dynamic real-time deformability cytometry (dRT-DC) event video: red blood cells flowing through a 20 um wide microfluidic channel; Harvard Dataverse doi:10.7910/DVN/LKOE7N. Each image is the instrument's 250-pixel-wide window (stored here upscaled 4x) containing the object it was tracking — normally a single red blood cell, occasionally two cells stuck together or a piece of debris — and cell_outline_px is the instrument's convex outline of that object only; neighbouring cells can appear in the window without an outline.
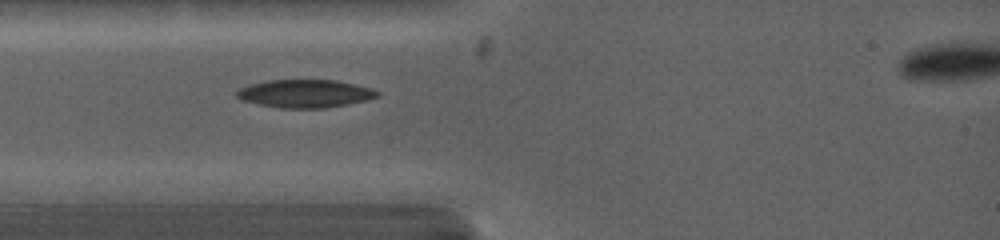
{"species": "common noctule bat (a hibernating species)", "species_latin": "Nyctalus noctula", "temperature_condition": "warm", "stored_images_in_passage": 2, "segment_of_instrument_passage": [1, 2], "camera_frame_rate_fps": 5000, "um_per_image_px": 0.085, "animal": {"sex": "female", "body_mass_g": 19.0, "forearm_length_mm": 53.3}, "frame": {"image": 1, "passage_image": 1, "time_ms": 0.0, "image_size_px": [1000, 240], "cell_outline_px": [[380, 96], [348, 104], [324, 108], [280, 108], [260, 104], [244, 100], [236, 96], [236, 92], [240, 88], [252, 84], [268, 80], [336, 80], [372, 88], [380, 92]], "centroid_in_image_um": [25.96, 7.95], "position_along_channel_um": 59.0, "area_um2": 22.72}}